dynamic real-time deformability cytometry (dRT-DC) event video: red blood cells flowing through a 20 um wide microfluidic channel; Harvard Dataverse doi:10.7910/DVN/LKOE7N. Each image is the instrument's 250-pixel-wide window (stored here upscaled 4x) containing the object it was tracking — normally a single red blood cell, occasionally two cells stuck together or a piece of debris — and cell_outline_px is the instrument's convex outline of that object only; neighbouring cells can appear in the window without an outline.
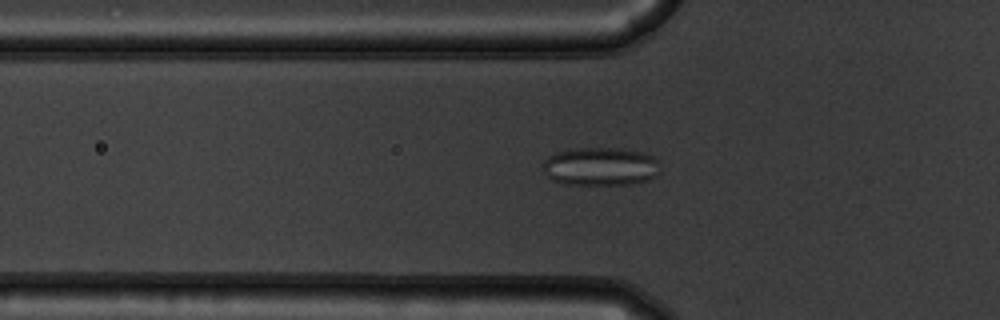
{"species": "common noctule bat (a hibernating species)", "species_latin": "Nyctalus noctula", "temperature_condition": "warm", "stored_images_in_passage": 54, "camera_frame_rate_fps": 3000, "um_per_image_px": 0.085, "animal": {"sex": "male", "body_mass_g": 19.5, "forearm_length_mm": 54.6}, "frame": {"image": 1, "passage_image": 19, "time_ms": 6.0, "image_size_px": [1000, 320], "cell_outline_px": [[660, 172], [656, 176], [648, 180], [628, 184], [564, 184], [552, 180], [544, 172], [544, 160], [548, 156], [556, 152], [576, 148], [616, 148], [644, 152], [652, 156], [656, 160]], "centroid_in_image_um": [51.04, 14.15], "position_along_channel_um": 74.8, "area_um2": 26.13}}
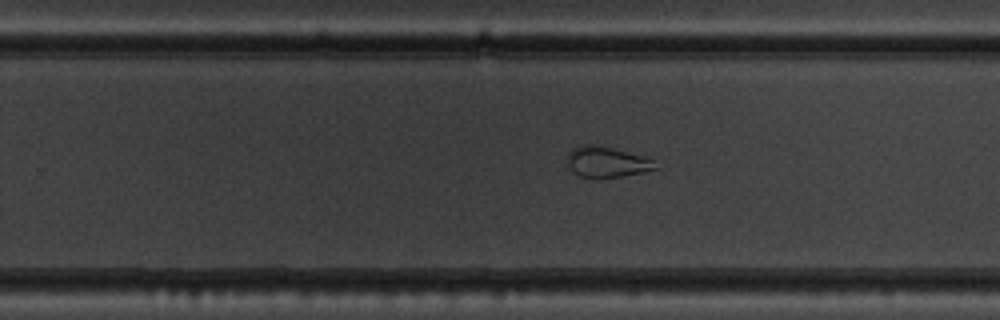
{"frame": {"image": 2, "passage_image": 35, "time_ms": 11.333, "image_size_px": [1000, 320], "cell_outline_px": [[660, 168], [600, 180], [592, 180], [580, 176], [572, 172], [564, 160], [568, 152], [572, 148], [584, 144], [600, 144], [644, 156], [652, 160]], "centroid_in_image_um": [51.49, 13.78], "position_along_channel_um": 278.3, "area_um2": 16.47}}
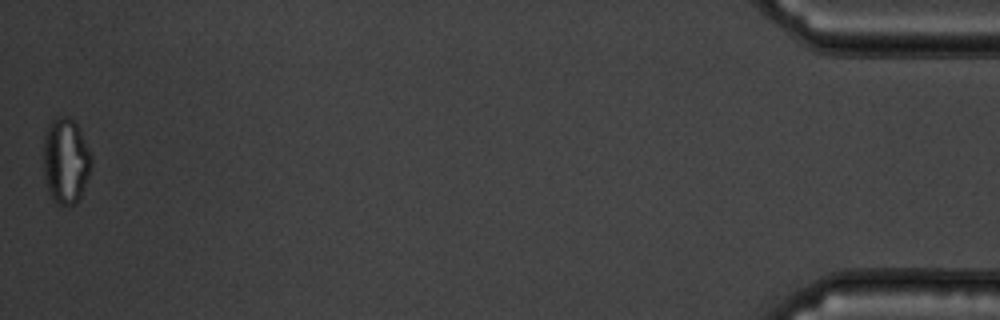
{"frame": {"image": 3, "passage_image": 54, "time_ms": 17.667, "image_size_px": [1000, 320], "cell_outline_px": [[92, 164], [80, 200], [76, 204], [60, 204], [52, 200], [48, 192], [44, 176], [44, 136], [52, 120], [60, 116], [68, 116], [76, 124], [92, 156]], "centroid_in_image_um": [5.59, 13.71], "position_along_channel_um": 429.6, "area_um2": 23.81}, "authors_computed_cell_mechanics": {"area_um2": 22.7154, "velocity_mm_per_s": 3.8158, "shape_relaxation_time_tau1_ms": null, "shape_relaxation_time_tau2_ms": 1.5163, "deformation_change_tau1": null, "deformation_change_tau2": 0.0809}}